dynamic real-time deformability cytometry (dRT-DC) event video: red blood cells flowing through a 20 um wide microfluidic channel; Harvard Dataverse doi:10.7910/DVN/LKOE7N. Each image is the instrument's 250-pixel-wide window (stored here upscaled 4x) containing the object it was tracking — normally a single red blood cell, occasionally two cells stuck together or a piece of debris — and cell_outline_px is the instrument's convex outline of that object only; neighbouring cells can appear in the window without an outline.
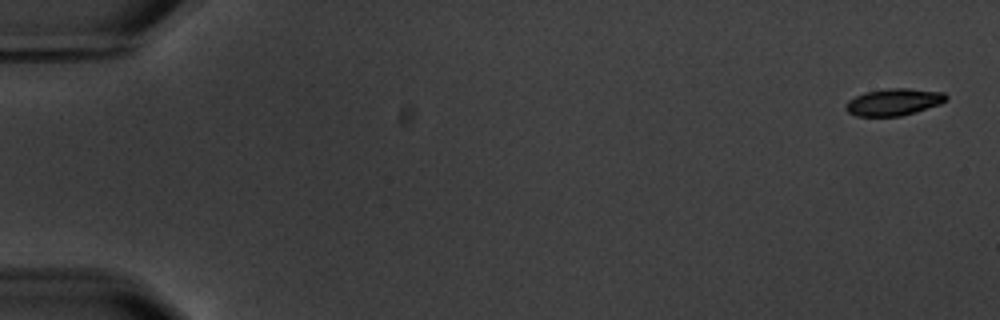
{"species": "common noctule bat (a hibernating species)", "species_latin": "Nyctalus noctula", "temperature_condition": "warm", "stored_images_in_passage": 7, "camera_frame_rate_fps": 3000, "um_per_image_px": 0.085, "animal": {"sex": "male", "body_mass_g": 20.1, "forearm_length_mm": 53.5}, "frame": {"image": 1, "passage_image": 1, "time_ms": 0.0, "image_size_px": [1000, 320], "cell_outline_px": [[948, 100], [940, 104], [900, 116], [856, 116], [848, 112], [844, 108], [848, 100], [864, 92], [888, 88], [908, 88], [944, 92], [948, 96]], "centroid_in_image_um": [75.97, 8.66], "position_along_channel_um": 9.0, "area_um2": 15.78}}
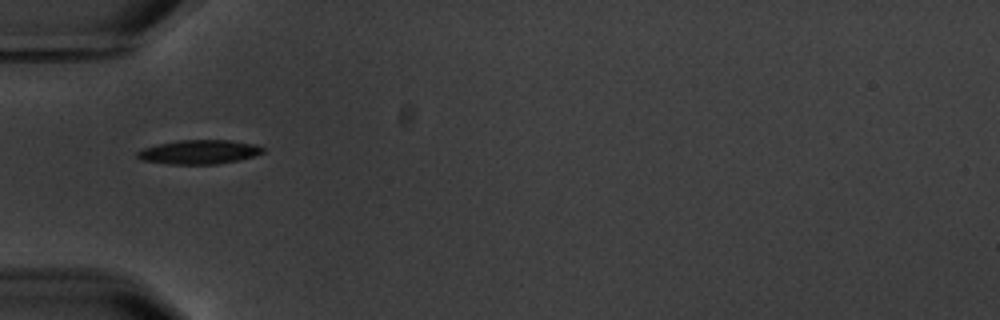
{"frame": {"image": 2, "passage_image": 5, "time_ms": 6.0, "image_size_px": [1000, 320], "cell_outline_px": [[264, 152], [256, 156], [240, 160], [220, 164], [168, 164], [140, 160], [136, 156], [136, 152], [144, 148], [160, 144], [180, 140], [232, 140], [256, 144], [264, 148]], "centroid_in_image_um": [16.97, 12.92], "position_along_channel_um": 68.0, "area_um2": 17.8}}
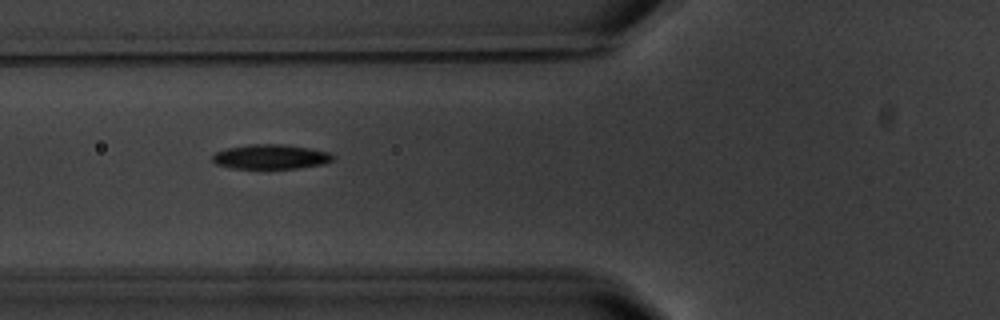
{"frame": {"image": 3, "passage_image": 6, "time_ms": 7.0, "image_size_px": [1000, 320], "cell_outline_px": [[332, 160], [324, 164], [296, 168], [232, 168], [216, 164], [212, 160], [212, 156], [216, 152], [228, 148], [252, 144], [284, 144], [312, 148], [328, 152], [332, 156]], "centroid_in_image_um": [23.01, 13.32], "position_along_channel_um": 102.8, "area_um2": 17.11}}